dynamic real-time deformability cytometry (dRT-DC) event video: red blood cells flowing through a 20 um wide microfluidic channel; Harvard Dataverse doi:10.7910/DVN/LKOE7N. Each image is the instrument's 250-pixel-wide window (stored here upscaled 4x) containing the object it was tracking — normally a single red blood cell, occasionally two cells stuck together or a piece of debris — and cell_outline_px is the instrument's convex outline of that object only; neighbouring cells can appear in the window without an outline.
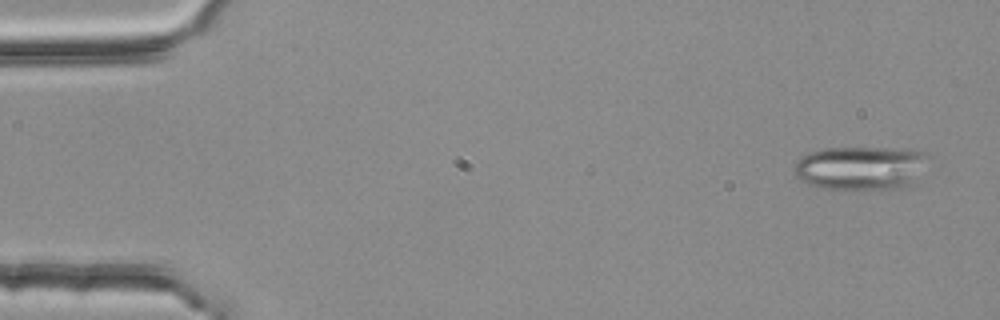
{"species": "common noctule bat (a hibernating species)", "species_latin": "Nyctalus noctula", "temperature_condition": "room temperature", "stored_images_in_passage": 4, "camera_frame_rate_fps": 3000, "um_per_image_px": 0.085, "animal": {"sex": "female", "body_mass_g": 25.1}, "frame": {"image": 1, "passage_image": 1, "time_ms": 0.0, "image_size_px": [1000, 320], "cell_outline_px": [[928, 152], [908, 184], [896, 188], [816, 188], [800, 180], [796, 176], [792, 168], [800, 156], [808, 152], [824, 148], [904, 148]], "centroid_in_image_um": [72.98, 14.24], "position_along_channel_um": 12.0, "area_um2": 33.29}}
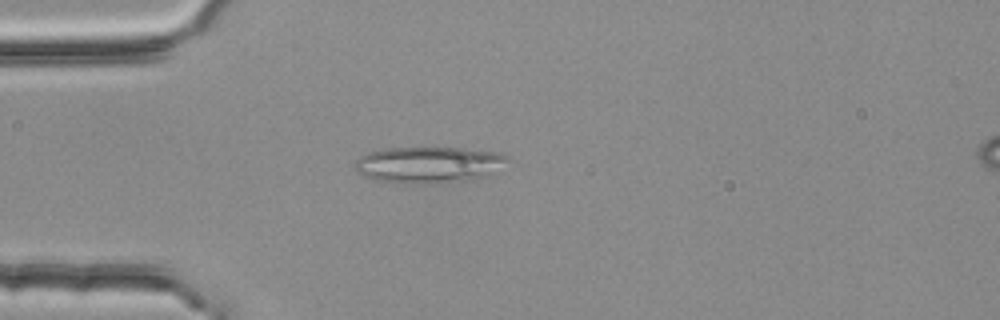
{"frame": {"image": 2, "passage_image": 4, "time_ms": 1.0, "image_size_px": [1000, 320], "cell_outline_px": [[508, 160], [500, 172], [488, 176], [472, 180], [440, 184], [404, 184], [380, 180], [364, 176], [356, 172], [356, 160], [360, 156], [368, 152], [384, 148], [464, 148], [500, 152], [508, 156]], "centroid_in_image_um": [36.53, 14.02], "position_along_channel_um": 48.5, "area_um2": 33.12}}